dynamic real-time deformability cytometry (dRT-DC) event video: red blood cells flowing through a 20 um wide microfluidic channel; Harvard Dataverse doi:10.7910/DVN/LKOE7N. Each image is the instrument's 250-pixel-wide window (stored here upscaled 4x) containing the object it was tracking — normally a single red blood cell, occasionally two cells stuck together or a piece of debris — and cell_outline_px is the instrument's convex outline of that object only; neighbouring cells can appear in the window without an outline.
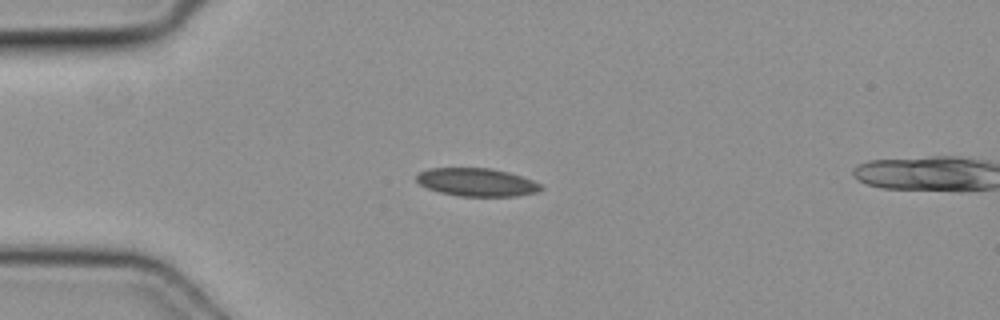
{"species": "common noctule bat (a hibernating species)", "species_latin": "Nyctalus noctula", "temperature_condition": "cold", "stored_images_in_passage": 4, "camera_frame_rate_fps": 3000, "um_per_image_px": 0.085, "animal": {"sex": "female", "body_mass_g": 19.3, "forearm_length_mm": 54.1}, "frame": {"image": 1, "passage_image": 3, "time_ms": 0.667, "image_size_px": [1000, 320], "cell_outline_px": [[544, 188], [536, 192], [516, 196], [460, 196], [440, 192], [428, 188], [420, 184], [416, 180], [416, 176], [420, 172], [428, 168], [488, 168], [508, 172], [532, 180], [540, 184]], "centroid_in_image_um": [40.51, 15.49], "position_along_channel_um": 44.5, "area_um2": 20.17}}